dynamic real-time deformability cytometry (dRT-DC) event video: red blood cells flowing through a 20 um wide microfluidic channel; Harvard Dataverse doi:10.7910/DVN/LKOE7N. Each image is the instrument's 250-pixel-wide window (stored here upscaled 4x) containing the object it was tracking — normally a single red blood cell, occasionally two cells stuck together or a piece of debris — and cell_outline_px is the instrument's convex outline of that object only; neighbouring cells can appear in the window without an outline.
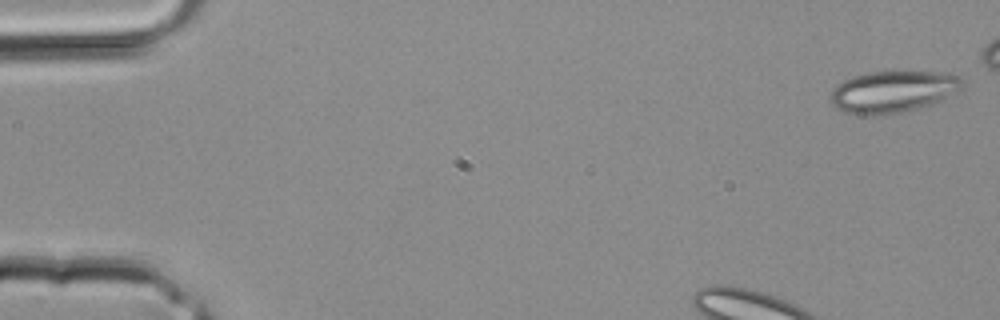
{"species": "common noctule bat (a hibernating species)", "species_latin": "Nyctalus noctula", "temperature_condition": "room temperature", "stored_images_in_passage": 5, "camera_frame_rate_fps": 3000, "um_per_image_px": 0.085, "animal": {"sex": "male", "body_mass_g": 20.4}, "frame": {"image": 1, "passage_image": 1, "time_ms": 0.0, "image_size_px": [1000, 320], "cell_outline_px": [[964, 88], [932, 104], [884, 116], [860, 116], [844, 112], [832, 104], [828, 100], [828, 96], [832, 88], [836, 84], [852, 76], [868, 72], [952, 72], [960, 76], [964, 80]], "centroid_in_image_um": [75.87, 7.8], "position_along_channel_um": 9.1, "area_um2": 32.77}}
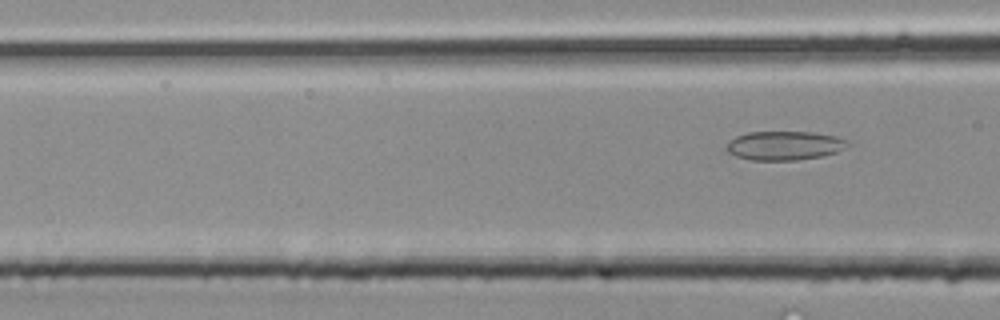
{"frame": {"image": 2, "passage_image": 5, "time_ms": 1.333, "image_size_px": [1000, 320], "cell_outline_px": [[852, 144], [836, 152], [820, 156], [796, 160], [748, 160], [736, 156], [728, 152], [724, 148], [736, 136], [748, 132], [812, 132], [832, 136], [848, 140]], "centroid_in_image_um": [66.66, 12.38], "position_along_channel_um": 99.9, "area_um2": 20.35}}